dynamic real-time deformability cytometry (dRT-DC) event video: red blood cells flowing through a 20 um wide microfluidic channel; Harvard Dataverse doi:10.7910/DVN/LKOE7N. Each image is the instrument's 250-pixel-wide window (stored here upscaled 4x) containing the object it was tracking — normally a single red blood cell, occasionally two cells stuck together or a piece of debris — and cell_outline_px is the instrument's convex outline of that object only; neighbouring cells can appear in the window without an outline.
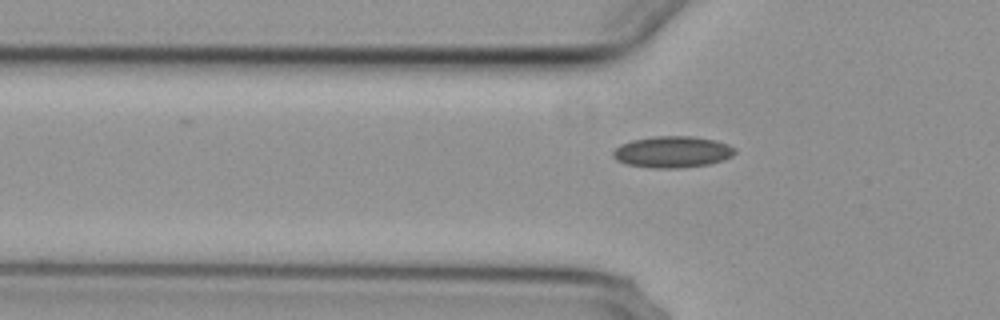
{"species": "common noctule bat (a hibernating species)", "species_latin": "Nyctalus noctula", "temperature_condition": "cold", "stored_images_in_passage": 12, "camera_frame_rate_fps": 3000, "um_per_image_px": 0.085, "animal": {"sex": "female", "body_mass_g": 29.2, "forearm_length_mm": 56.3}, "frame": {"image": 1, "passage_image": 12, "time_ms": 3.667, "image_size_px": [1000, 320], "cell_outline_px": [[736, 152], [732, 156], [724, 160], [708, 164], [680, 168], [652, 168], [624, 164], [616, 160], [612, 156], [612, 152], [620, 144], [632, 140], [652, 136], [692, 136], [716, 140], [728, 144], [736, 148]], "centroid_in_image_um": [57.15, 12.91], "position_along_channel_um": 68.7, "area_um2": 22.6}}